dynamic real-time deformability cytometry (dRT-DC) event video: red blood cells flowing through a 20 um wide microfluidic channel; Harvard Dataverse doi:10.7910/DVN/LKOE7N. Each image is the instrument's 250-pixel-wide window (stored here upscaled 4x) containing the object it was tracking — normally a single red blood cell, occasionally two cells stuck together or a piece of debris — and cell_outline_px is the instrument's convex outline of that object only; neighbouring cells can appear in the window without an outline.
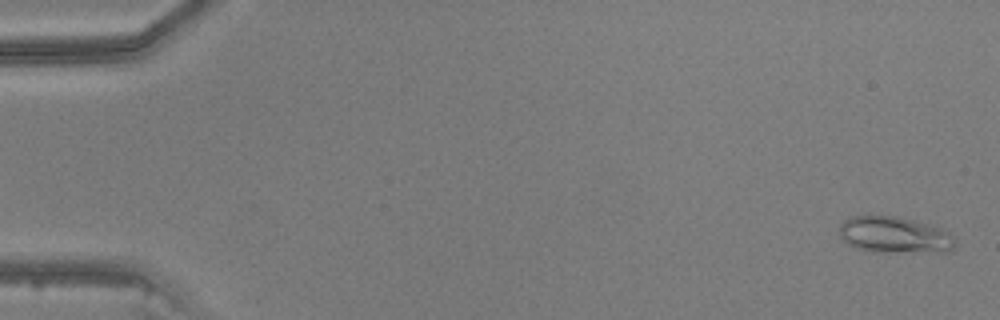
{"species": "common noctule bat (a hibernating species)", "species_latin": "Nyctalus noctula", "temperature_condition": "warm", "stored_images_in_passage": 48, "camera_frame_rate_fps": 3000, "um_per_image_px": 0.085, "animal": {"sex": "male", "body_mass_g": 20.5, "forearm_length_mm": 52.5}, "frame": {"image": 1, "passage_image": 2, "time_ms": 0.333, "image_size_px": [1000, 320], "cell_outline_px": [[956, 244], [952, 252], [872, 252], [856, 248], [848, 244], [840, 236], [840, 224], [848, 216], [896, 216], [912, 220], [940, 228], [948, 232], [956, 240]], "centroid_in_image_um": [76.05, 19.99], "position_along_channel_um": 9.0, "area_um2": 24.74}}
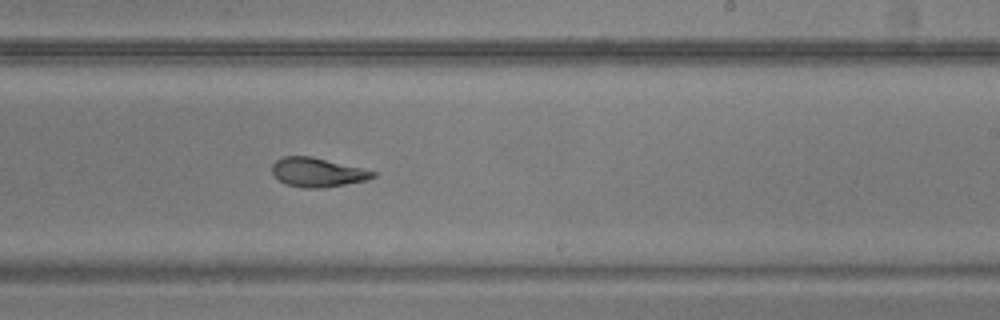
{"frame": {"image": 2, "passage_image": 30, "time_ms": 9.667, "image_size_px": [1000, 320], "cell_outline_px": [[376, 176], [368, 180], [320, 188], [304, 188], [288, 184], [280, 180], [272, 172], [272, 164], [276, 160], [284, 156], [312, 156], [376, 172]], "centroid_in_image_um": [26.98, 14.64], "position_along_channel_um": 262.0, "area_um2": 16.82}}
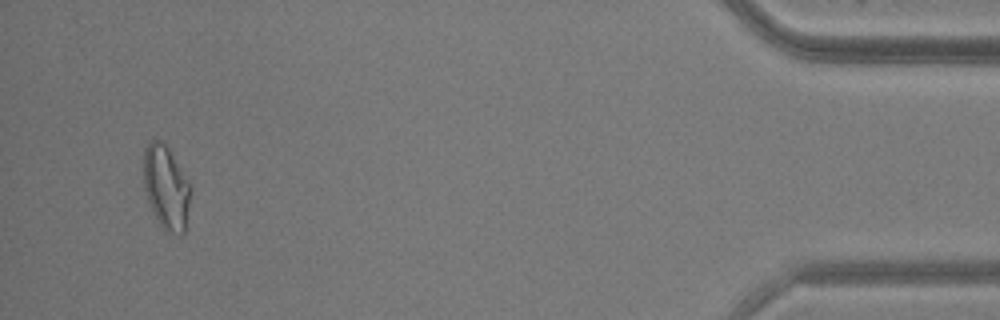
{"frame": {"image": 3, "passage_image": 46, "time_ms": 15.0, "image_size_px": [1000, 320], "cell_outline_px": [[192, 192], [188, 228], [180, 236], [168, 232], [156, 220], [148, 200], [144, 188], [144, 148], [148, 140], [160, 140], [168, 148], [192, 188]], "centroid_in_image_um": [14.16, 16.0], "position_along_channel_um": 421.0, "area_um2": 23.35}}